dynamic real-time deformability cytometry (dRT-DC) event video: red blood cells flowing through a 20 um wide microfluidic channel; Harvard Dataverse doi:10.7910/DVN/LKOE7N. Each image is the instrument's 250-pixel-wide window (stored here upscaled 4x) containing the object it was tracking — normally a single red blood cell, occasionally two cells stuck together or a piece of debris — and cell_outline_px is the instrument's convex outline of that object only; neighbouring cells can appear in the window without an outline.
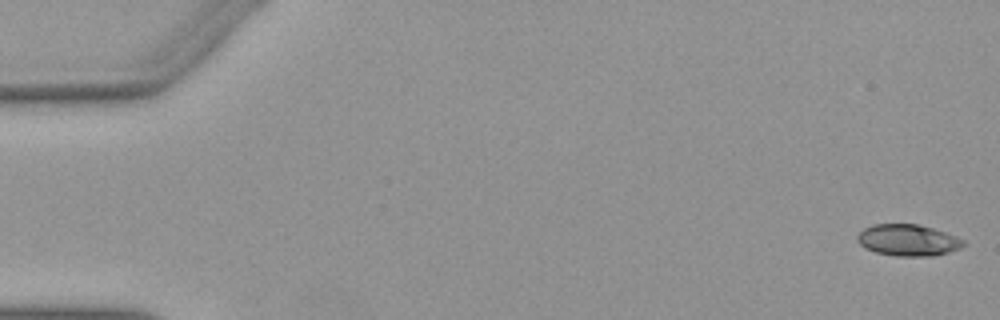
{"species": "Egyptian fruit bat (a non-hibernating species)", "species_latin": "Rousettus aegyptiacus", "temperature_condition": "warm", "stored_images_in_passage": 52, "camera_frame_rate_fps": 3000, "um_per_image_px": 0.085, "animal": {"sex": "female"}, "frame": {"image": 1, "passage_image": 1, "time_ms": 0.0, "image_size_px": [1000, 320], "cell_outline_px": [[968, 244], [960, 248], [936, 256], [896, 256], [876, 252], [864, 248], [856, 240], [856, 236], [864, 228], [872, 224], [916, 224], [932, 228], [956, 236], [964, 240]], "centroid_in_image_um": [77.18, 20.42], "position_along_channel_um": 7.8, "area_um2": 19.59}}
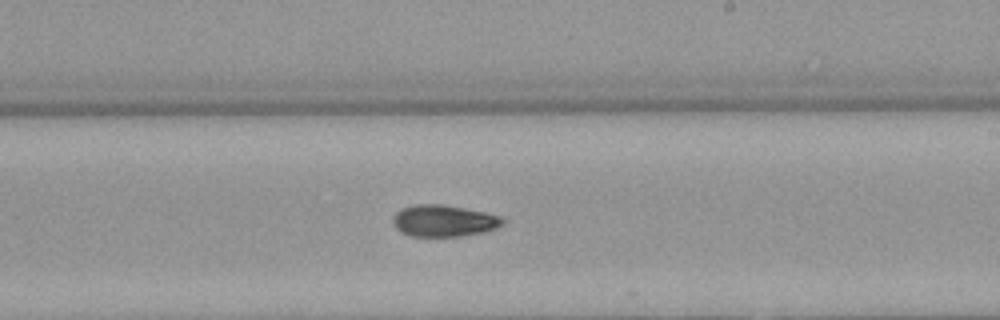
{"frame": {"image": 2, "passage_image": 31, "time_ms": 10.0, "image_size_px": [1000, 320], "cell_outline_px": [[504, 224], [496, 228], [484, 232], [464, 236], [408, 236], [400, 232], [392, 224], [392, 216], [400, 208], [412, 204], [440, 204], [464, 208], [504, 216]], "centroid_in_image_um": [37.7, 18.76], "position_along_channel_um": 251.3, "area_um2": 20.63}}
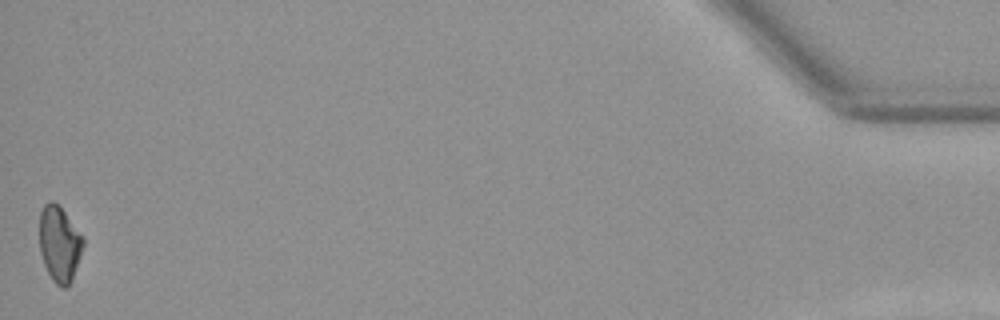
{"frame": {"image": 3, "passage_image": 52, "time_ms": 17.0, "image_size_px": [1000, 320], "cell_outline_px": [[84, 244], [72, 280], [64, 288], [60, 288], [52, 280], [44, 264], [40, 252], [40, 212], [44, 204], [48, 200], [52, 200], [60, 204], [84, 236]], "centroid_in_image_um": [5.06, 20.68], "position_along_channel_um": 430.1, "area_um2": 19.59}, "authors_computed_cell_mechanics": {"area_um2": 20.0277, "velocity_mm_per_s": 3.9215, "shape_relaxation_time_tau1_ms": 5.6242, "shape_relaxation_time_tau2_ms": null, "deformation_change_tau1": 0.1448, "deformation_change_tau2": null}}